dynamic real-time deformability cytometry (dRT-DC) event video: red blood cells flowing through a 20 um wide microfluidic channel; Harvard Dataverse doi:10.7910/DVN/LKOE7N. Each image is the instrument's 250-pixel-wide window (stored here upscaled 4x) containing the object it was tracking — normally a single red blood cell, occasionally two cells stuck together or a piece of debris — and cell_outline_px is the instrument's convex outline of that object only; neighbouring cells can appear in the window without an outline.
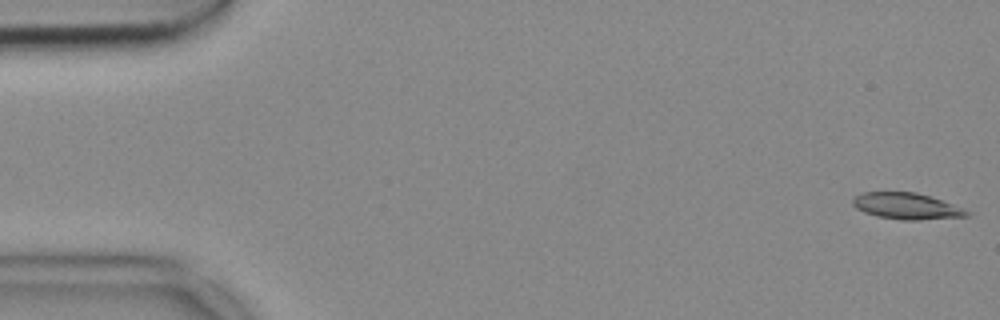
{"species": "common noctule bat (a hibernating species)", "species_latin": "Nyctalus noctula", "temperature_condition": "cold", "stored_images_in_passage": 53, "camera_frame_rate_fps": 3000, "um_per_image_px": 0.085, "animal": {"sex": "female", "body_mass_g": 18.4}, "frame": {"image": 1, "passage_image": 1, "time_ms": 0.0, "image_size_px": [1000, 320], "cell_outline_px": [[972, 212], [968, 216], [920, 220], [904, 220], [876, 216], [864, 212], [856, 208], [852, 204], [852, 200], [856, 196], [864, 192], [916, 192], [964, 208]], "centroid_in_image_um": [77.06, 17.53], "position_along_channel_um": 7.9, "area_um2": 17.4}}
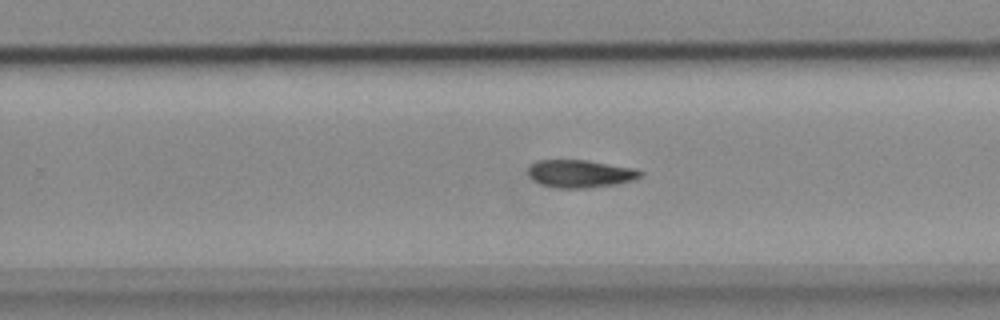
{"frame": {"image": 2, "passage_image": 33, "time_ms": 10.667, "image_size_px": [1000, 320], "cell_outline_px": [[644, 172], [636, 180], [616, 184], [588, 188], [556, 188], [540, 184], [532, 180], [528, 176], [528, 168], [536, 160], [588, 160], [632, 168]], "centroid_in_image_um": [49.29, 14.77], "position_along_channel_um": 280.5, "area_um2": 18.26}}
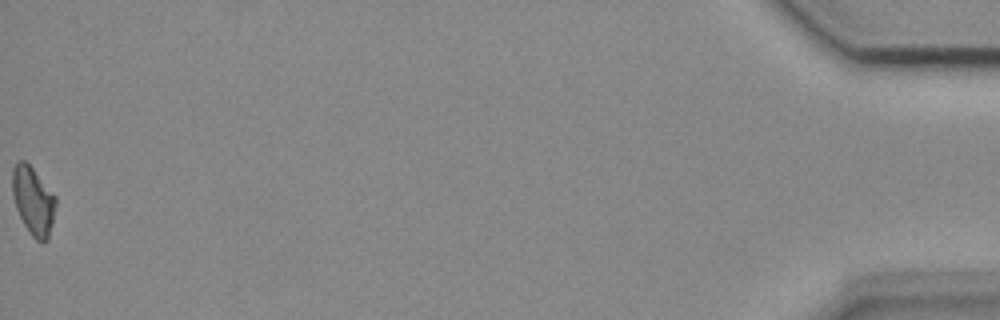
{"frame": {"image": 3, "passage_image": 53, "time_ms": 17.333, "image_size_px": [1000, 320], "cell_outline_px": [[56, 204], [52, 224], [48, 240], [44, 244], [36, 240], [32, 236], [24, 224], [16, 208], [12, 196], [12, 168], [16, 160], [24, 160], [32, 168], [56, 196]], "centroid_in_image_um": [2.81, 17.07], "position_along_channel_um": 432.4, "area_um2": 17.34}}